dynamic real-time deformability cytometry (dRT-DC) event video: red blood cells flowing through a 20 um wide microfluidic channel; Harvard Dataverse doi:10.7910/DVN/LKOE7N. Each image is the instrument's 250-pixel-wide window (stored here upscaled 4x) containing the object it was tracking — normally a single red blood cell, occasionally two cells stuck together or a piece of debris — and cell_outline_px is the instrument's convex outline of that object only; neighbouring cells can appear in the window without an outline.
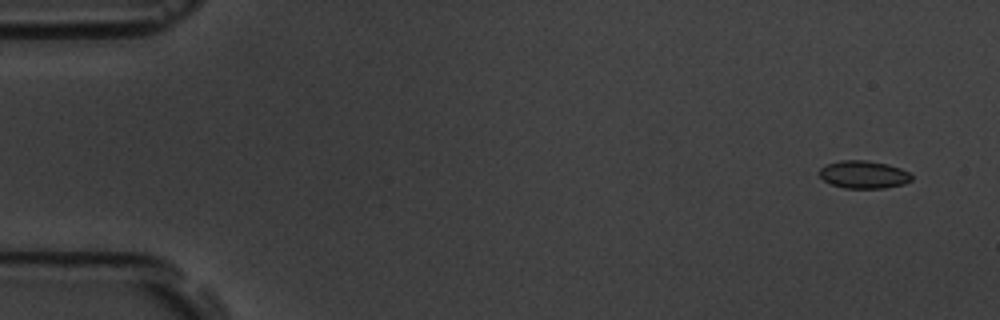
{"species": "common noctule bat (a hibernating species)", "species_latin": "Nyctalus noctula", "temperature_condition": "room temperature", "stored_images_in_passage": 6, "segment_of_instrument_passage": [1, 2], "camera_frame_rate_fps": 3000, "um_per_image_px": 0.085, "animal": {"sex": "male", "body_mass_g": 19.5, "forearm_length_mm": 54.6}, "frame": {"image": 1, "passage_image": 1, "time_ms": 0.0, "image_size_px": [1000, 320], "cell_outline_px": [[912, 180], [904, 184], [884, 188], [844, 188], [832, 184], [824, 180], [812, 172], [828, 164], [840, 160], [868, 160], [888, 164], [900, 168], [908, 172], [912, 176]], "centroid_in_image_um": [73.36, 14.83], "position_along_channel_um": 11.6, "area_um2": 15.14}}
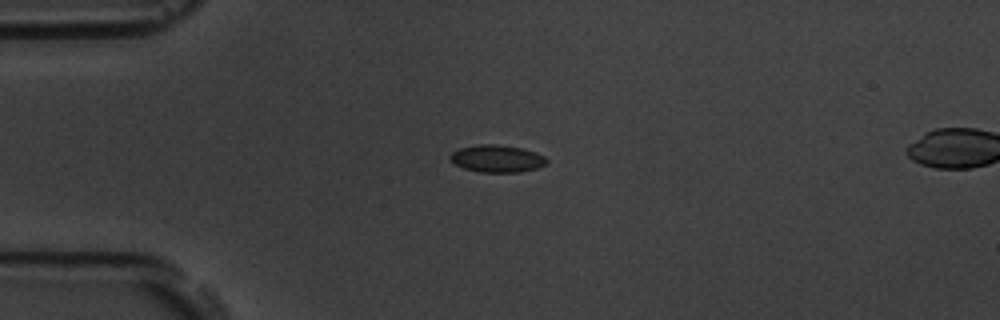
{"frame": {"image": 2, "passage_image": 4, "time_ms": 3.667, "image_size_px": [1000, 320], "cell_outline_px": [[548, 164], [536, 168], [520, 172], [480, 172], [464, 168], [456, 164], [448, 156], [452, 152], [460, 148], [480, 144], [496, 144], [520, 148], [536, 152], [544, 156], [548, 160]], "centroid_in_image_um": [42.27, 13.48], "position_along_channel_um": 42.7, "area_um2": 15.26}}